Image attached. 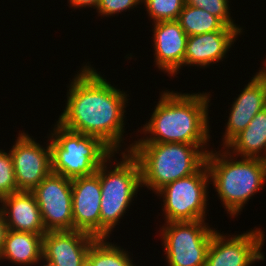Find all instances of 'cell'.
Listing matches in <instances>:
<instances>
[{"mask_svg":"<svg viewBox=\"0 0 266 266\" xmlns=\"http://www.w3.org/2000/svg\"><path fill=\"white\" fill-rule=\"evenodd\" d=\"M266 61V60H265ZM264 61L265 67H263L260 71L266 77V62Z\"/></svg>","mask_w":266,"mask_h":266,"instance_id":"30","label":"cell"},{"mask_svg":"<svg viewBox=\"0 0 266 266\" xmlns=\"http://www.w3.org/2000/svg\"><path fill=\"white\" fill-rule=\"evenodd\" d=\"M206 149L205 145L176 142L132 143L123 152L138 160L141 186L156 193L166 184L196 173L206 163Z\"/></svg>","mask_w":266,"mask_h":266,"instance_id":"3","label":"cell"},{"mask_svg":"<svg viewBox=\"0 0 266 266\" xmlns=\"http://www.w3.org/2000/svg\"><path fill=\"white\" fill-rule=\"evenodd\" d=\"M266 236L260 228L228 237L217 230L207 252L206 266H251L263 261L262 250Z\"/></svg>","mask_w":266,"mask_h":266,"instance_id":"10","label":"cell"},{"mask_svg":"<svg viewBox=\"0 0 266 266\" xmlns=\"http://www.w3.org/2000/svg\"><path fill=\"white\" fill-rule=\"evenodd\" d=\"M74 9L76 8H86V7H91L93 6L94 9L97 8L99 0H68Z\"/></svg>","mask_w":266,"mask_h":266,"instance_id":"28","label":"cell"},{"mask_svg":"<svg viewBox=\"0 0 266 266\" xmlns=\"http://www.w3.org/2000/svg\"><path fill=\"white\" fill-rule=\"evenodd\" d=\"M43 235L9 229L0 255V261L32 266L41 262Z\"/></svg>","mask_w":266,"mask_h":266,"instance_id":"18","label":"cell"},{"mask_svg":"<svg viewBox=\"0 0 266 266\" xmlns=\"http://www.w3.org/2000/svg\"><path fill=\"white\" fill-rule=\"evenodd\" d=\"M161 228L168 266H206L215 230L205 220L166 222Z\"/></svg>","mask_w":266,"mask_h":266,"instance_id":"8","label":"cell"},{"mask_svg":"<svg viewBox=\"0 0 266 266\" xmlns=\"http://www.w3.org/2000/svg\"><path fill=\"white\" fill-rule=\"evenodd\" d=\"M228 3V0H185V4L204 9L211 15L218 17L226 26L236 27L242 32L244 29L237 26L236 23L234 24L232 17H230V6Z\"/></svg>","mask_w":266,"mask_h":266,"instance_id":"23","label":"cell"},{"mask_svg":"<svg viewBox=\"0 0 266 266\" xmlns=\"http://www.w3.org/2000/svg\"><path fill=\"white\" fill-rule=\"evenodd\" d=\"M206 163L194 174L166 184L155 194L163 197L165 222L207 220L208 186Z\"/></svg>","mask_w":266,"mask_h":266,"instance_id":"7","label":"cell"},{"mask_svg":"<svg viewBox=\"0 0 266 266\" xmlns=\"http://www.w3.org/2000/svg\"><path fill=\"white\" fill-rule=\"evenodd\" d=\"M10 153L18 191H32L52 172L50 144L43 147L28 133L18 134Z\"/></svg>","mask_w":266,"mask_h":266,"instance_id":"11","label":"cell"},{"mask_svg":"<svg viewBox=\"0 0 266 266\" xmlns=\"http://www.w3.org/2000/svg\"><path fill=\"white\" fill-rule=\"evenodd\" d=\"M32 192L47 232L74 230L72 179L51 172Z\"/></svg>","mask_w":266,"mask_h":266,"instance_id":"9","label":"cell"},{"mask_svg":"<svg viewBox=\"0 0 266 266\" xmlns=\"http://www.w3.org/2000/svg\"><path fill=\"white\" fill-rule=\"evenodd\" d=\"M188 36L221 31L226 25L204 9L185 4L177 19Z\"/></svg>","mask_w":266,"mask_h":266,"instance_id":"20","label":"cell"},{"mask_svg":"<svg viewBox=\"0 0 266 266\" xmlns=\"http://www.w3.org/2000/svg\"><path fill=\"white\" fill-rule=\"evenodd\" d=\"M97 70L86 64L72 79L67 105L58 118L63 127L101 139L119 153L128 95L111 85Z\"/></svg>","mask_w":266,"mask_h":266,"instance_id":"1","label":"cell"},{"mask_svg":"<svg viewBox=\"0 0 266 266\" xmlns=\"http://www.w3.org/2000/svg\"><path fill=\"white\" fill-rule=\"evenodd\" d=\"M8 226L6 223V218L0 209V255L2 253L3 247H4V241L6 239V235L8 232Z\"/></svg>","mask_w":266,"mask_h":266,"instance_id":"27","label":"cell"},{"mask_svg":"<svg viewBox=\"0 0 266 266\" xmlns=\"http://www.w3.org/2000/svg\"><path fill=\"white\" fill-rule=\"evenodd\" d=\"M225 149L235 157L266 160V107L255 115Z\"/></svg>","mask_w":266,"mask_h":266,"instance_id":"19","label":"cell"},{"mask_svg":"<svg viewBox=\"0 0 266 266\" xmlns=\"http://www.w3.org/2000/svg\"><path fill=\"white\" fill-rule=\"evenodd\" d=\"M8 229L44 235L40 208L32 191H17L1 199Z\"/></svg>","mask_w":266,"mask_h":266,"instance_id":"17","label":"cell"},{"mask_svg":"<svg viewBox=\"0 0 266 266\" xmlns=\"http://www.w3.org/2000/svg\"><path fill=\"white\" fill-rule=\"evenodd\" d=\"M100 178L95 173L72 179V216L74 230L100 238Z\"/></svg>","mask_w":266,"mask_h":266,"instance_id":"12","label":"cell"},{"mask_svg":"<svg viewBox=\"0 0 266 266\" xmlns=\"http://www.w3.org/2000/svg\"><path fill=\"white\" fill-rule=\"evenodd\" d=\"M209 93L162 91L150 120L141 126L149 134L134 143H186L207 145L210 141Z\"/></svg>","mask_w":266,"mask_h":266,"instance_id":"2","label":"cell"},{"mask_svg":"<svg viewBox=\"0 0 266 266\" xmlns=\"http://www.w3.org/2000/svg\"><path fill=\"white\" fill-rule=\"evenodd\" d=\"M83 266H99V238L93 241Z\"/></svg>","mask_w":266,"mask_h":266,"instance_id":"26","label":"cell"},{"mask_svg":"<svg viewBox=\"0 0 266 266\" xmlns=\"http://www.w3.org/2000/svg\"><path fill=\"white\" fill-rule=\"evenodd\" d=\"M146 7L148 17L153 23L159 21L177 20L185 0H142Z\"/></svg>","mask_w":266,"mask_h":266,"instance_id":"21","label":"cell"},{"mask_svg":"<svg viewBox=\"0 0 266 266\" xmlns=\"http://www.w3.org/2000/svg\"><path fill=\"white\" fill-rule=\"evenodd\" d=\"M114 156L115 153L96 172L101 185L100 238H110L113 228L131 206L139 187L142 188L138 160L130 152H122V159H119L122 161H117L111 169L107 163L114 160L111 159Z\"/></svg>","mask_w":266,"mask_h":266,"instance_id":"5","label":"cell"},{"mask_svg":"<svg viewBox=\"0 0 266 266\" xmlns=\"http://www.w3.org/2000/svg\"><path fill=\"white\" fill-rule=\"evenodd\" d=\"M230 108L226 130L223 135L225 148L266 107V77L259 70L248 82Z\"/></svg>","mask_w":266,"mask_h":266,"instance_id":"13","label":"cell"},{"mask_svg":"<svg viewBox=\"0 0 266 266\" xmlns=\"http://www.w3.org/2000/svg\"><path fill=\"white\" fill-rule=\"evenodd\" d=\"M50 135L52 172L70 179L95 174L115 153L101 139L69 130L58 122Z\"/></svg>","mask_w":266,"mask_h":266,"instance_id":"6","label":"cell"},{"mask_svg":"<svg viewBox=\"0 0 266 266\" xmlns=\"http://www.w3.org/2000/svg\"><path fill=\"white\" fill-rule=\"evenodd\" d=\"M152 25L154 62L159 70L175 76L184 66L188 35L177 20L159 21Z\"/></svg>","mask_w":266,"mask_h":266,"instance_id":"15","label":"cell"},{"mask_svg":"<svg viewBox=\"0 0 266 266\" xmlns=\"http://www.w3.org/2000/svg\"><path fill=\"white\" fill-rule=\"evenodd\" d=\"M18 191L15 181L13 160L9 152L0 149V200Z\"/></svg>","mask_w":266,"mask_h":266,"instance_id":"24","label":"cell"},{"mask_svg":"<svg viewBox=\"0 0 266 266\" xmlns=\"http://www.w3.org/2000/svg\"><path fill=\"white\" fill-rule=\"evenodd\" d=\"M107 238H99V266H136L129 252Z\"/></svg>","mask_w":266,"mask_h":266,"instance_id":"22","label":"cell"},{"mask_svg":"<svg viewBox=\"0 0 266 266\" xmlns=\"http://www.w3.org/2000/svg\"><path fill=\"white\" fill-rule=\"evenodd\" d=\"M234 157L225 148L216 153L211 150L206 156L210 182L231 217H236L266 182V160Z\"/></svg>","mask_w":266,"mask_h":266,"instance_id":"4","label":"cell"},{"mask_svg":"<svg viewBox=\"0 0 266 266\" xmlns=\"http://www.w3.org/2000/svg\"><path fill=\"white\" fill-rule=\"evenodd\" d=\"M142 3V0H99L97 12L99 16H113L126 10L133 9Z\"/></svg>","mask_w":266,"mask_h":266,"instance_id":"25","label":"cell"},{"mask_svg":"<svg viewBox=\"0 0 266 266\" xmlns=\"http://www.w3.org/2000/svg\"><path fill=\"white\" fill-rule=\"evenodd\" d=\"M41 260H42V261H46V263L43 262V263H44L43 266H56L53 262H51V261L45 259L43 256L41 257Z\"/></svg>","mask_w":266,"mask_h":266,"instance_id":"29","label":"cell"},{"mask_svg":"<svg viewBox=\"0 0 266 266\" xmlns=\"http://www.w3.org/2000/svg\"><path fill=\"white\" fill-rule=\"evenodd\" d=\"M95 236L80 231H48L43 235L42 256L56 266H83Z\"/></svg>","mask_w":266,"mask_h":266,"instance_id":"14","label":"cell"},{"mask_svg":"<svg viewBox=\"0 0 266 266\" xmlns=\"http://www.w3.org/2000/svg\"><path fill=\"white\" fill-rule=\"evenodd\" d=\"M241 33L236 27L225 26L221 31L188 36L184 66L205 68L223 61Z\"/></svg>","mask_w":266,"mask_h":266,"instance_id":"16","label":"cell"}]
</instances>
